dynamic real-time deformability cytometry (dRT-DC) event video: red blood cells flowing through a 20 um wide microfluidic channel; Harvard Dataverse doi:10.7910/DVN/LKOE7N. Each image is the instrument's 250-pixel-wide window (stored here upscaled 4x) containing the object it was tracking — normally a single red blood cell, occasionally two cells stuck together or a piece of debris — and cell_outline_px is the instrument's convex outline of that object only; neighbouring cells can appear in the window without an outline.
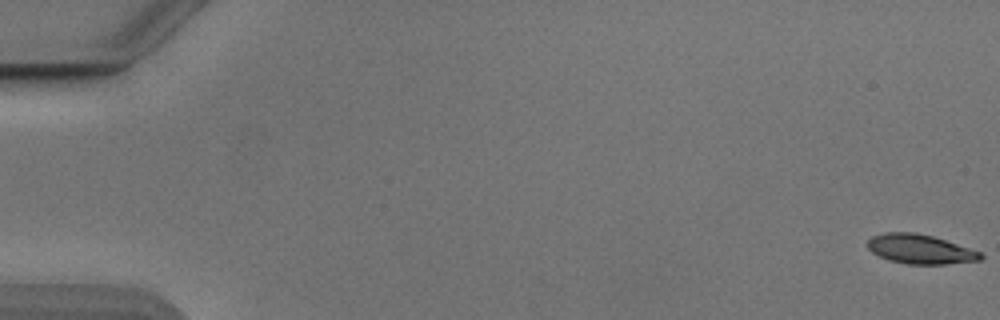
{"species": "Egyptian fruit bat (a non-hibernating species)", "species_latin": "Rousettus aegyptiacus", "temperature_condition": "cold", "stored_images_in_passage": 54, "camera_frame_rate_fps": 3000, "um_per_image_px": 0.085, "animal": {"sex": "male"}, "frame": {"image": 1, "passage_image": 1, "time_ms": 0.0, "image_size_px": [1000, 320], "cell_outline_px": [[984, 256], [980, 260], [944, 264], [908, 264], [888, 260], [872, 252], [868, 248], [868, 240], [872, 236], [884, 232], [916, 232], [932, 236], [980, 252]], "centroid_in_image_um": [78.17, 21.17], "position_along_channel_um": 6.8, "area_um2": 19.13}}
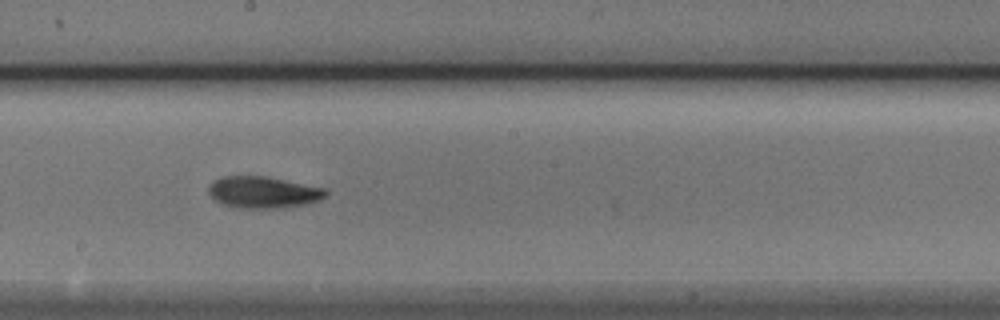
{"frame": {"image": 2, "passage_image": 31, "time_ms": 10.0, "image_size_px": [1000, 320], "cell_outline_px": [[328, 192], [320, 200], [304, 204], [284, 208], [240, 208], [220, 204], [208, 192], [208, 184], [212, 180], [224, 176], [268, 176], [328, 188]], "centroid_in_image_um": [22.38, 16.33], "position_along_channel_um": 225.8, "area_um2": 21.96}}
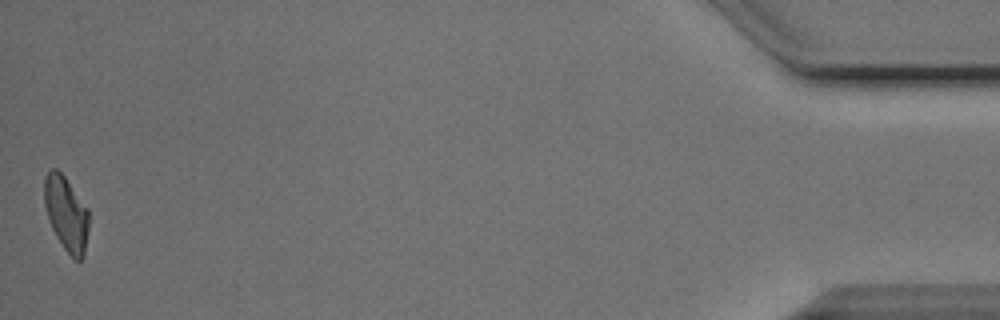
{"frame": {"image": 3, "passage_image": 54, "time_ms": 17.667, "image_size_px": [1000, 320], "cell_outline_px": [[88, 232], [84, 256], [80, 260], [76, 260], [64, 248], [56, 236], [52, 228], [44, 204], [44, 176], [52, 168], [56, 168], [64, 176], [88, 208]], "centroid_in_image_um": [5.63, 18.14], "position_along_channel_um": 429.6, "area_um2": 19.19}, "authors_computed_cell_mechanics": {"area_um2": 20.2011, "velocity_mm_per_s": 3.865, "shape_relaxation_time_tau1_ms": 3.3081, "shape_relaxation_time_tau2_ms": 4.0176, "deformation_change_tau1": 0.1191, "deformation_change_tau2": 0.0973}}